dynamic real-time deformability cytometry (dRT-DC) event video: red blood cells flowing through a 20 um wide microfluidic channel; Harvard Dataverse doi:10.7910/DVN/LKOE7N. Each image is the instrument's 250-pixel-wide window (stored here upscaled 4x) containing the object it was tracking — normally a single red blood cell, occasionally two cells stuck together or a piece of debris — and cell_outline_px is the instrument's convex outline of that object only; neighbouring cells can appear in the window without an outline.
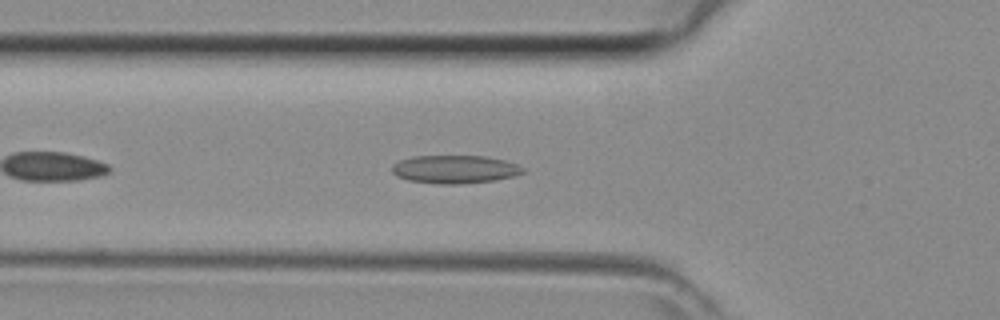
{"species": "common noctule bat (a hibernating species)", "species_latin": "Nyctalus noctula", "temperature_condition": "room temperature", "stored_images_in_passage": 33, "camera_frame_rate_fps": 3000, "um_per_image_px": 0.085, "animal": {"sex": "female", "body_mass_g": 29.2, "forearm_length_mm": 56.3}, "frame": {"image": 1, "passage_image": 5, "time_ms": 1.333, "image_size_px": [1000, 320], "cell_outline_px": [[524, 172], [516, 176], [496, 180], [460, 184], [436, 184], [408, 180], [396, 176], [392, 172], [392, 164], [400, 160], [412, 156], [484, 156], [504, 160], [516, 164], [524, 168]], "centroid_in_image_um": [38.65, 14.39], "position_along_channel_um": 87.2, "area_um2": 21.62}}
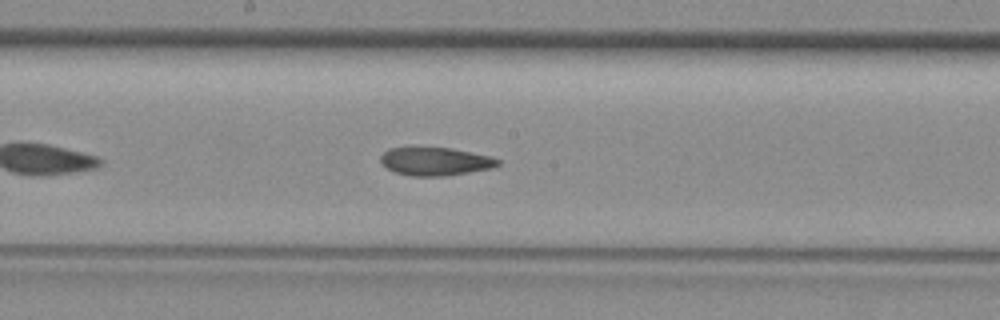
{"frame": {"image": 2, "passage_image": 13, "time_ms": 4.0, "image_size_px": [1000, 320], "cell_outline_px": [[500, 164], [492, 168], [444, 176], [412, 176], [396, 172], [388, 168], [380, 160], [380, 156], [388, 148], [452, 148], [492, 156], [500, 160]], "centroid_in_image_um": [37.04, 13.72], "position_along_channel_um": 211.2, "area_um2": 19.07}}
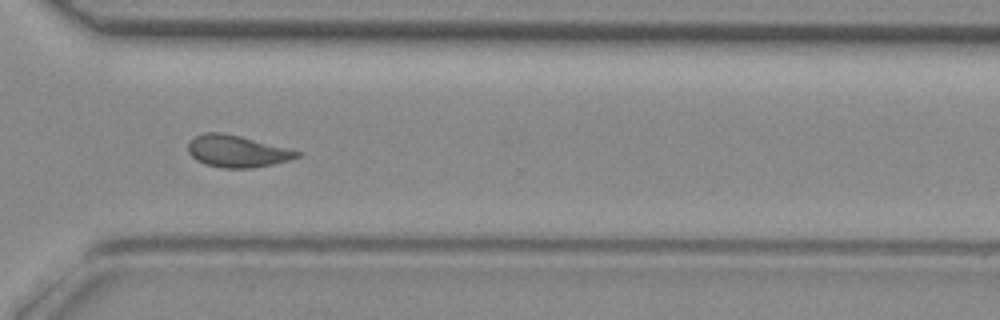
{"frame": {"image": 3, "passage_image": 22, "time_ms": 7.0, "image_size_px": [1000, 320], "cell_outline_px": [[300, 156], [288, 160], [272, 164], [252, 168], [224, 168], [204, 164], [196, 160], [188, 152], [188, 140], [204, 132], [220, 132], [240, 136], [288, 148], [300, 152]], "centroid_in_image_um": [20.1, 12.85], "position_along_channel_um": 350.5, "area_um2": 20.17}}